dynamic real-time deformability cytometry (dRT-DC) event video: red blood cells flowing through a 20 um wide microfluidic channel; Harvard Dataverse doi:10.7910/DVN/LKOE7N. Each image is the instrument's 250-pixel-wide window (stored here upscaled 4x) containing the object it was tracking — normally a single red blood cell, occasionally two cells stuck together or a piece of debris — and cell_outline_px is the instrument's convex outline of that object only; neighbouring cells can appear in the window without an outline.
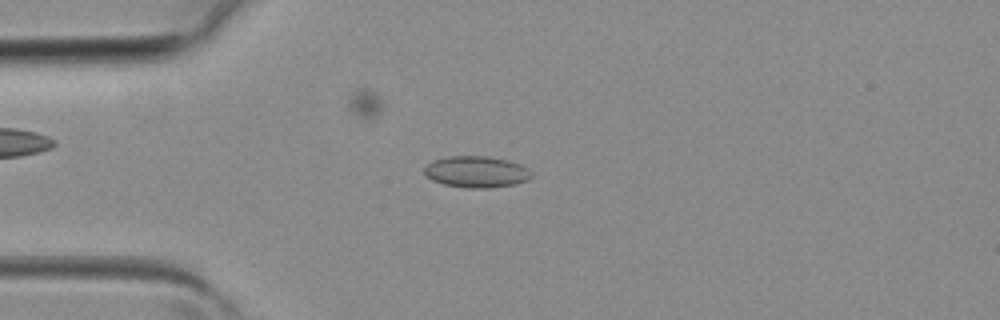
{"species": "common noctule bat (a hibernating species)", "species_latin": "Nyctalus noctula", "temperature_condition": "room temperature", "stored_images_in_passage": 7, "camera_frame_rate_fps": 3000, "um_per_image_px": 0.085, "animal": {"sex": "female", "body_mass_g": 19.3, "forearm_length_mm": 54.1}, "frame": {"image": 1, "passage_image": 3, "time_ms": 0.667, "image_size_px": [1000, 320], "cell_outline_px": [[532, 176], [528, 180], [516, 184], [488, 188], [468, 188], [444, 184], [432, 180], [424, 172], [424, 168], [432, 160], [448, 156], [484, 156], [508, 160], [520, 164], [528, 168], [532, 172]], "centroid_in_image_um": [40.52, 14.6], "position_along_channel_um": 44.5, "area_um2": 19.65}}
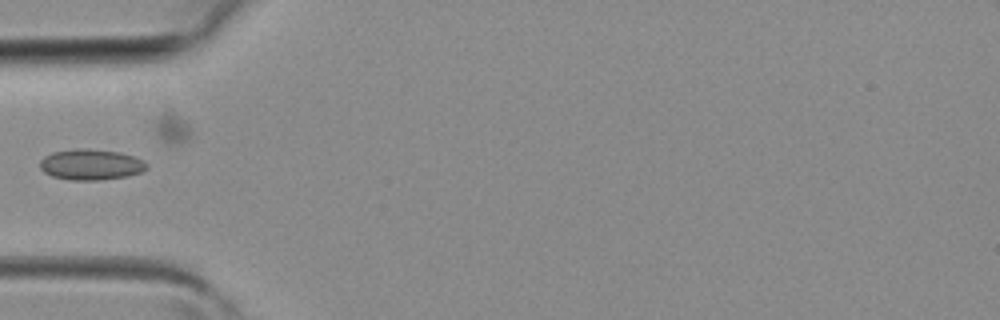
{"frame": {"image": 2, "passage_image": 4, "time_ms": 1.0, "image_size_px": [1000, 320], "cell_outline_px": [[148, 168], [140, 172], [128, 176], [100, 180], [68, 180], [52, 176], [44, 172], [40, 168], [40, 160], [44, 156], [52, 152], [80, 148], [120, 152], [144, 160], [148, 164]], "centroid_in_image_um": [7.72, 13.99], "position_along_channel_um": 77.3, "area_um2": 19.19}}